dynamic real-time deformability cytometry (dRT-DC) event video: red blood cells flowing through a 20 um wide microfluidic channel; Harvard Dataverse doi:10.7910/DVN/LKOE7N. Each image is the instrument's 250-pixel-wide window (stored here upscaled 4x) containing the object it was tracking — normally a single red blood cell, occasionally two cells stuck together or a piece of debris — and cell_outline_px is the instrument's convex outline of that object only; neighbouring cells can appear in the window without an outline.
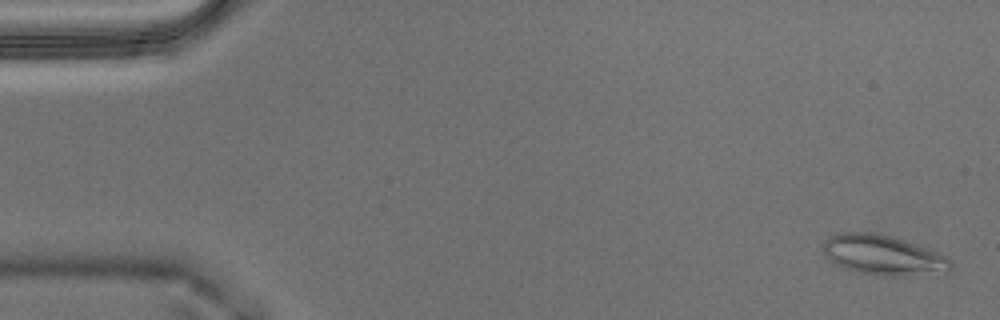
{"species": "Egyptian fruit bat (a non-hibernating species)", "species_latin": "Rousettus aegyptiacus", "temperature_condition": "warm", "stored_images_in_passage": 50, "camera_frame_rate_fps": 3000, "um_per_image_px": 0.085, "animal": {"sex": "male"}, "frame": {"image": 1, "passage_image": 2, "time_ms": 0.333, "image_size_px": [1000, 320], "cell_outline_px": [[952, 268], [948, 272], [900, 276], [876, 276], [852, 272], [840, 268], [832, 264], [824, 252], [824, 240], [828, 236], [836, 232], [872, 232], [892, 236], [916, 244], [936, 252], [944, 256], [952, 264]], "centroid_in_image_um": [74.98, 21.7], "position_along_channel_um": 10.0, "area_um2": 30.17}}
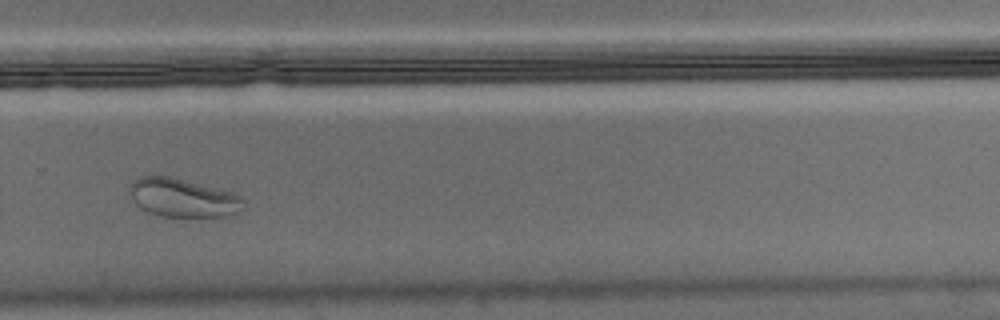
{"frame": {"image": 2, "passage_image": 34, "time_ms": 11.0, "image_size_px": [1000, 320], "cell_outline_px": [[248, 204], [244, 212], [224, 216], [160, 216], [148, 212], [140, 208], [136, 204], [128, 192], [128, 188], [132, 180], [140, 176], [152, 172], [236, 192]], "centroid_in_image_um": [15.56, 16.78], "position_along_channel_um": 314.2, "area_um2": 26.59}}
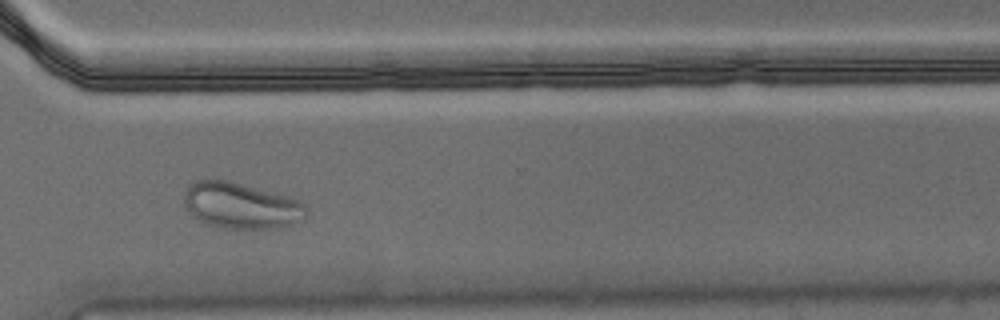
{"frame": {"image": 3, "passage_image": 37, "time_ms": 12.0, "image_size_px": [1000, 320], "cell_outline_px": [[308, 216], [304, 220], [296, 224], [272, 228], [228, 228], [208, 224], [192, 216], [184, 204], [184, 192], [188, 184], [196, 180], [208, 176], [232, 180], [284, 196], [296, 200], [304, 204], [308, 208]], "centroid_in_image_um": [20.45, 17.44], "position_along_channel_um": 350.1, "area_um2": 33.35}}